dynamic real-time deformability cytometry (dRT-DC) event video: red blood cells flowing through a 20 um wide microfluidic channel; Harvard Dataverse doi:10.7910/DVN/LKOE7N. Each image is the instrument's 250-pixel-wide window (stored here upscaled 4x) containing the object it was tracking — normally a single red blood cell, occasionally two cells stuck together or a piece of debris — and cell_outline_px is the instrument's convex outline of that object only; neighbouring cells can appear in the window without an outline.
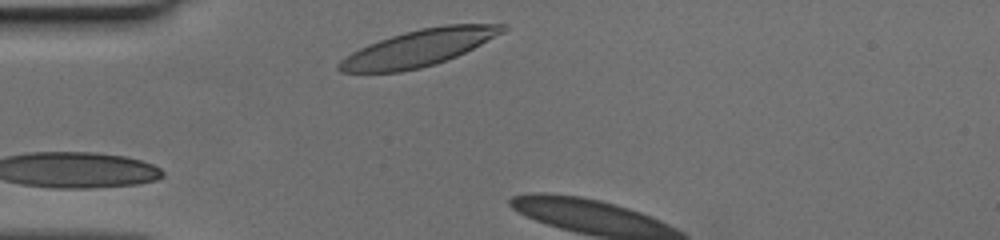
{"species": "human", "species_latin": "Homo sapiens", "temperature_condition": "cold", "stored_images_in_passage": 3, "camera_frame_rate_fps": 3000, "um_per_image_px": 0.085, "donor": {"sex": "female"}, "frame": {"image": 1, "passage_image": 1, "time_ms": 0.0, "image_size_px": [1000, 240], "cell_outline_px": [[508, 28], [504, 32], [456, 56], [436, 64], [420, 68], [400, 72], [340, 72], [336, 68], [336, 64], [340, 60], [352, 52], [368, 44], [404, 32], [420, 28], [448, 24], [508, 24]], "centroid_in_image_um": [35.58, 4.08], "position_along_channel_um": 49.4, "area_um2": 34.56}}